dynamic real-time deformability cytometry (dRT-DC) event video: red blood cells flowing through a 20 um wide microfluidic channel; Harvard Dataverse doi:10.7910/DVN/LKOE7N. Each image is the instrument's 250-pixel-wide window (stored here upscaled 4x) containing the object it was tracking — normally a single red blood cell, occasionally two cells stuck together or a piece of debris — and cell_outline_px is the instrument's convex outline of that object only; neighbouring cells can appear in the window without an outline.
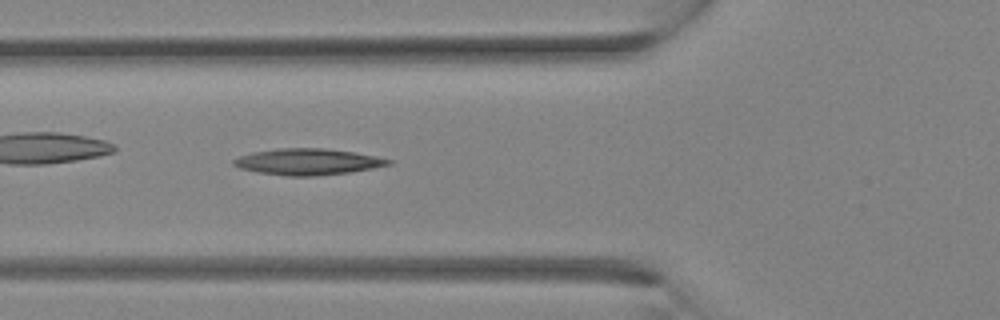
{"species": "Egyptian fruit bat (a non-hibernating species)", "species_latin": "Rousettus aegyptiacus", "temperature_condition": "room temperature", "stored_images_in_passage": 5, "camera_frame_rate_fps": 3000, "um_per_image_px": 0.085, "animal": {"sex": "female"}, "frame": {"image": 1, "passage_image": 5, "time_ms": 1.333, "image_size_px": [1000, 320], "cell_outline_px": [[392, 164], [372, 168], [348, 172], [316, 176], [284, 176], [256, 172], [240, 168], [232, 164], [232, 160], [240, 156], [252, 152], [280, 148], [324, 148], [356, 152], [376, 156], [392, 160]], "centroid_in_image_um": [26.14, 13.75], "position_along_channel_um": 99.7, "area_um2": 23.76}}